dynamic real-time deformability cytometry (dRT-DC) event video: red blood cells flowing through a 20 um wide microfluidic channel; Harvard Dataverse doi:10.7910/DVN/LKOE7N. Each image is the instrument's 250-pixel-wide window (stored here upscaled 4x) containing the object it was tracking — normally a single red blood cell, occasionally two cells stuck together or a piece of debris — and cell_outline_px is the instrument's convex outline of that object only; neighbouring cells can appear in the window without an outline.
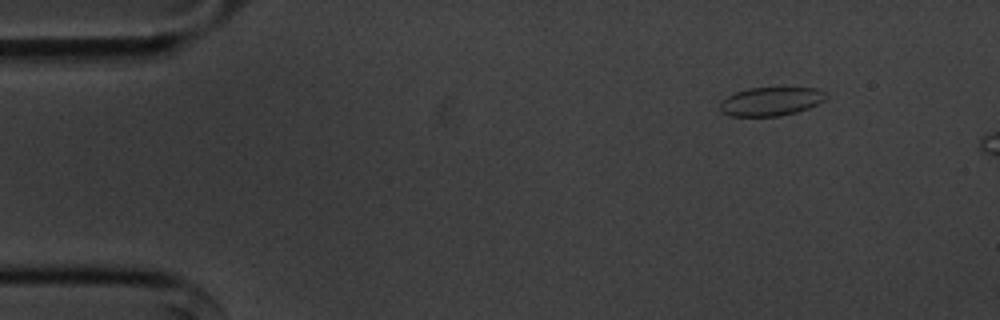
{"species": "common noctule bat (a hibernating species)", "species_latin": "Nyctalus noctula", "temperature_condition": "cold", "stored_images_in_passage": 6, "camera_frame_rate_fps": 3000, "um_per_image_px": 0.085, "animal": {"sex": "male", "body_mass_g": 20.1, "forearm_length_mm": 53.5}, "frame": {"image": 1, "passage_image": 1, "time_ms": 0.0, "image_size_px": [1000, 320], "cell_outline_px": [[828, 96], [824, 100], [808, 108], [796, 112], [780, 116], [728, 116], [720, 112], [720, 104], [728, 96], [736, 92], [748, 88], [816, 88], [824, 92]], "centroid_in_image_um": [65.51, 8.63], "position_along_channel_um": 19.5, "area_um2": 17.57}}